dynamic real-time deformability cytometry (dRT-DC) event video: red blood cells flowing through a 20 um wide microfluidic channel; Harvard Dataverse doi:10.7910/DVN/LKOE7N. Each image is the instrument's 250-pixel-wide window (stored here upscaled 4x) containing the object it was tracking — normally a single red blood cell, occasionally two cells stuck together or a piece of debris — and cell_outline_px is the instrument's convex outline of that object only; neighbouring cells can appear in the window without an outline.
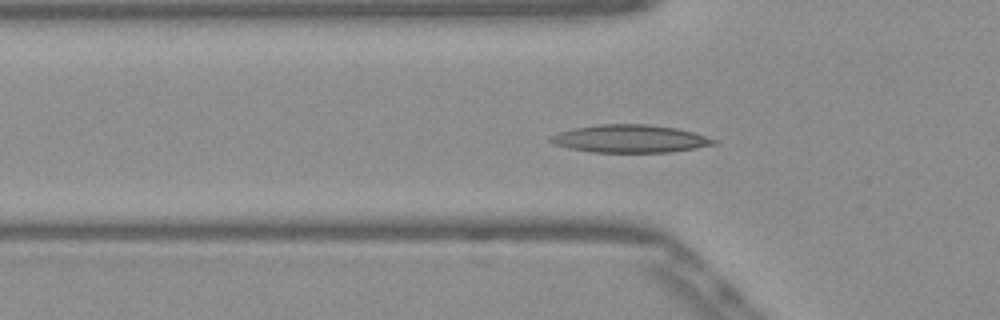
{"species": "Egyptian fruit bat (a non-hibernating species)", "species_latin": "Rousettus aegyptiacus", "temperature_condition": "warm", "stored_images_in_passage": 34, "camera_frame_rate_fps": 3000, "um_per_image_px": 0.085, "frame": {"image": 1, "passage_image": 9, "time_ms": 2.667, "image_size_px": [1000, 320], "cell_outline_px": [[720, 140], [716, 144], [696, 148], [672, 152], [592, 152], [568, 148], [556, 144], [548, 140], [548, 136], [572, 128], [600, 124], [648, 124], [676, 128], [692, 132]], "centroid_in_image_um": [53.57, 11.79], "position_along_channel_um": 72.2, "area_um2": 26.53}}
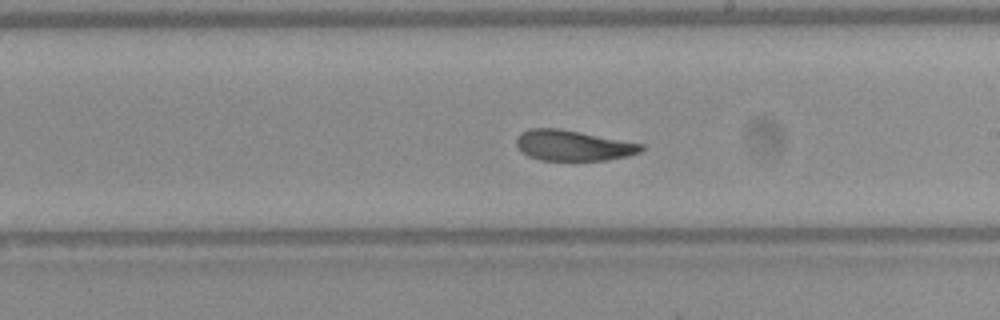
{"frame": {"image": 2, "passage_image": 22, "time_ms": 7.0, "image_size_px": [1000, 320], "cell_outline_px": [[644, 148], [640, 152], [628, 156], [608, 160], [540, 160], [528, 156], [520, 152], [516, 144], [516, 136], [520, 132], [528, 128], [560, 128], [644, 144]], "centroid_in_image_um": [48.67, 12.36], "position_along_channel_um": 240.3, "area_um2": 22.48}}
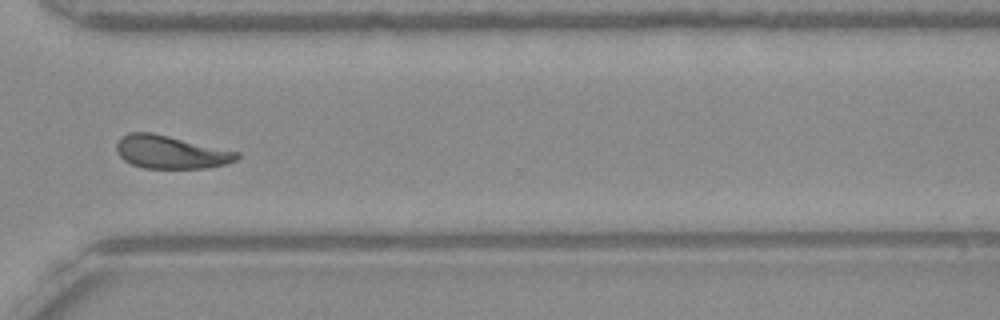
{"frame": {"image": 3, "passage_image": 31, "time_ms": 10.0, "image_size_px": [1000, 320], "cell_outline_px": [[240, 156], [236, 160], [224, 164], [208, 168], [144, 168], [132, 164], [124, 160], [116, 152], [116, 144], [120, 136], [128, 132], [152, 132], [240, 152]], "centroid_in_image_um": [14.49, 12.92], "position_along_channel_um": 356.1, "area_um2": 23.29}, "authors_computed_cell_mechanics": {"area_um2": 23.3801, "velocity_mm_per_s": 3.8575, "shape_relaxation_time_tau1_ms": 5.5299, "shape_relaxation_time_tau2_ms": 2.6393, "deformation_change_tau1": 0.1634, "deformation_change_tau2": 0.0895}}